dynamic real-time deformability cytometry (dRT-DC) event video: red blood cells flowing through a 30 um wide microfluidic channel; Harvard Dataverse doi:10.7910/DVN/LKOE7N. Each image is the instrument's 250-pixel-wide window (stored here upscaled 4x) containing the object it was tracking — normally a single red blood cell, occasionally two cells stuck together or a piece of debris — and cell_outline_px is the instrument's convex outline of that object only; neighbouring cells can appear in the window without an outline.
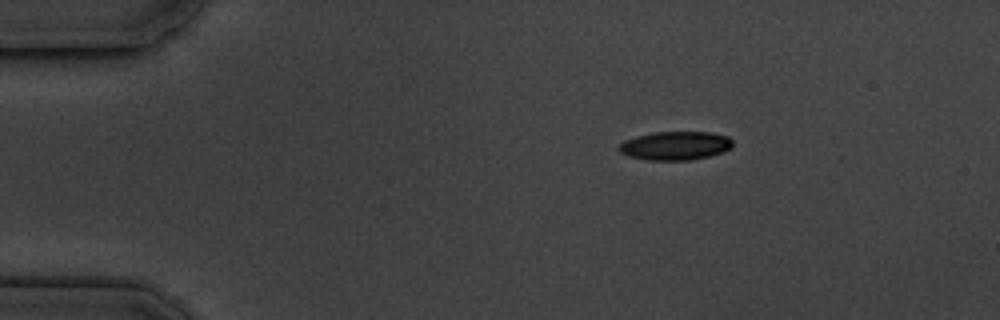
{"species": "common noctule bat (a hibernating species)", "species_latin": "Nyctalus noctula", "temperature_condition": "cold", "stored_images_in_passage": 4, "camera_frame_rate_fps": 3000, "um_per_image_px": 0.085, "animal": {"sex": "male", "body_mass_g": 19.5, "forearm_length_mm": 54.6}, "frame": {"image": 1, "passage_image": 1, "time_ms": 0.0, "image_size_px": [1000, 320], "cell_outline_px": [[732, 148], [724, 152], [708, 156], [688, 160], [648, 160], [628, 156], [620, 152], [620, 144], [624, 140], [636, 136], [656, 132], [712, 132], [728, 136], [732, 140]], "centroid_in_image_um": [57.43, 12.38], "position_along_channel_um": 27.6, "area_um2": 18.96}}